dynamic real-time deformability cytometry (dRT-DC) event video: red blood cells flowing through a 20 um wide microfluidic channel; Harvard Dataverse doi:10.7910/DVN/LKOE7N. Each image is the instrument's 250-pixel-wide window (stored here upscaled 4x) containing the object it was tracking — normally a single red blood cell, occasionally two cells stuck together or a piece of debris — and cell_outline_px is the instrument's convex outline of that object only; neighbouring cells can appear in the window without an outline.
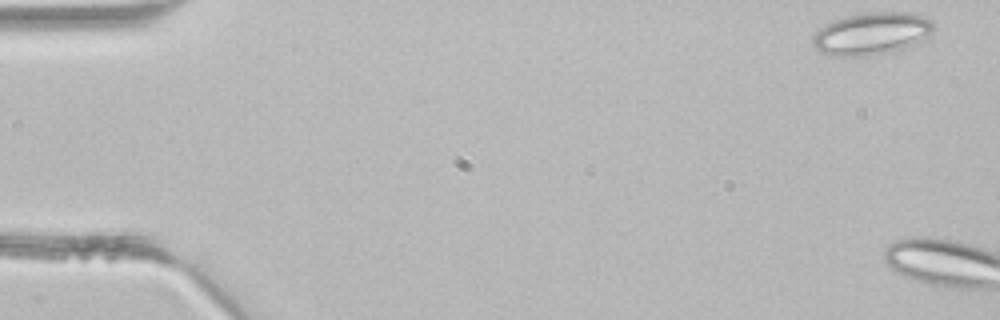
{"species": "common noctule bat (a hibernating species)", "species_latin": "Nyctalus noctula", "temperature_condition": "room temperature", "stored_images_in_passage": 3, "camera_frame_rate_fps": 3000, "um_per_image_px": 0.085, "animal": {"sex": "male", "body_mass_g": 21.5, "forearm_length_mm": 52.0}, "frame": {"image": 1, "passage_image": 1, "time_ms": 0.0, "image_size_px": [1000, 320], "cell_outline_px": [[932, 32], [928, 40], [916, 48], [864, 56], [832, 56], [820, 52], [812, 44], [812, 36], [820, 28], [836, 20], [848, 16], [864, 12], [916, 12], [932, 20]], "centroid_in_image_um": [74.2, 2.88], "position_along_channel_um": 10.8, "area_um2": 30.63}}